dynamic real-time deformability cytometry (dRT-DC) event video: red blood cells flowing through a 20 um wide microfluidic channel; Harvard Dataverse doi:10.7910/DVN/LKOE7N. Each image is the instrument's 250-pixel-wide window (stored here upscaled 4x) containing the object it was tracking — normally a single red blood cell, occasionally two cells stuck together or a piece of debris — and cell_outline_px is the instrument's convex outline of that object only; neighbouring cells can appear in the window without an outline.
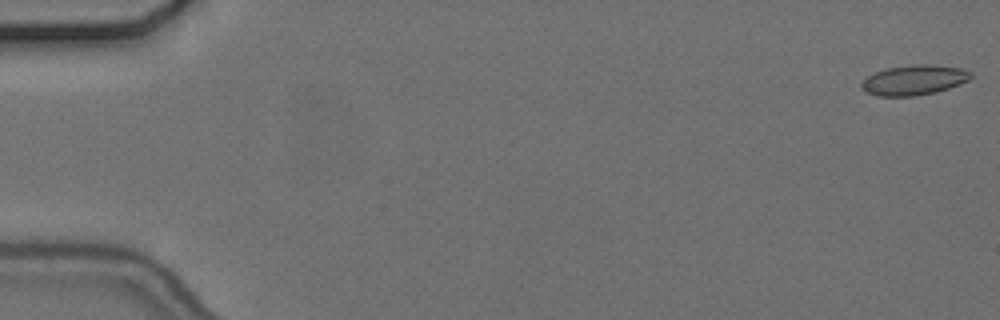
{"species": "common noctule bat (a hibernating species)", "species_latin": "Nyctalus noctula", "temperature_condition": "cold", "stored_images_in_passage": 56, "camera_frame_rate_fps": 3000, "um_per_image_px": 0.085, "animal": {"sex": "female", "body_mass_g": 24.6, "forearm_length_mm": 56.2}, "frame": {"image": 1, "passage_image": 1, "time_ms": 0.0, "image_size_px": [1000, 320], "cell_outline_px": [[972, 76], [968, 80], [960, 84], [936, 92], [916, 96], [876, 96], [864, 92], [860, 88], [860, 84], [868, 76], [884, 68], [912, 64], [936, 64], [960, 68], [972, 72]], "centroid_in_image_um": [77.67, 6.8], "position_along_channel_um": 7.3, "area_um2": 19.42}}
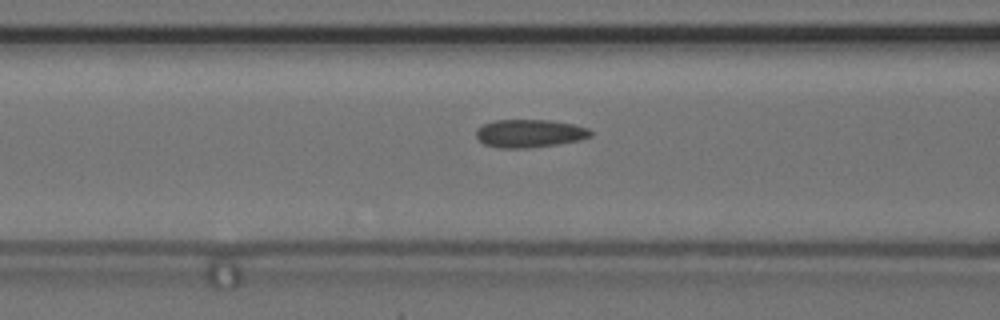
{"frame": {"image": 2, "passage_image": 23, "time_ms": 7.333, "image_size_px": [1000, 320], "cell_outline_px": [[592, 136], [580, 140], [556, 144], [528, 148], [500, 148], [484, 144], [476, 136], [476, 128], [484, 124], [496, 120], [548, 120], [572, 124], [588, 128], [592, 132]], "centroid_in_image_um": [45.01, 11.34], "position_along_channel_um": 121.6, "area_um2": 18.61}}
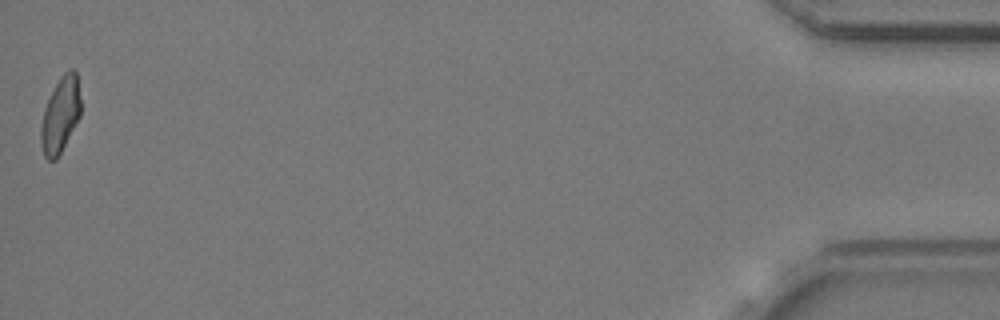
{"frame": {"image": 3, "passage_image": 56, "time_ms": 18.333, "image_size_px": [1000, 320], "cell_outline_px": [[80, 116], [56, 160], [48, 160], [44, 156], [40, 144], [40, 128], [44, 108], [60, 76], [68, 68], [72, 68], [76, 72], [80, 100]], "centroid_in_image_um": [5.11, 9.77], "position_along_channel_um": 430.1, "area_um2": 17.4}, "authors_computed_cell_mechanics": {"area_um2": 18.2648, "velocity_mm_per_s": 3.6879, "shape_relaxation_time_tau1_ms": null, "shape_relaxation_time_tau2_ms": 1.5176, "deformation_change_tau1": null, "deformation_change_tau2": 0.074}}